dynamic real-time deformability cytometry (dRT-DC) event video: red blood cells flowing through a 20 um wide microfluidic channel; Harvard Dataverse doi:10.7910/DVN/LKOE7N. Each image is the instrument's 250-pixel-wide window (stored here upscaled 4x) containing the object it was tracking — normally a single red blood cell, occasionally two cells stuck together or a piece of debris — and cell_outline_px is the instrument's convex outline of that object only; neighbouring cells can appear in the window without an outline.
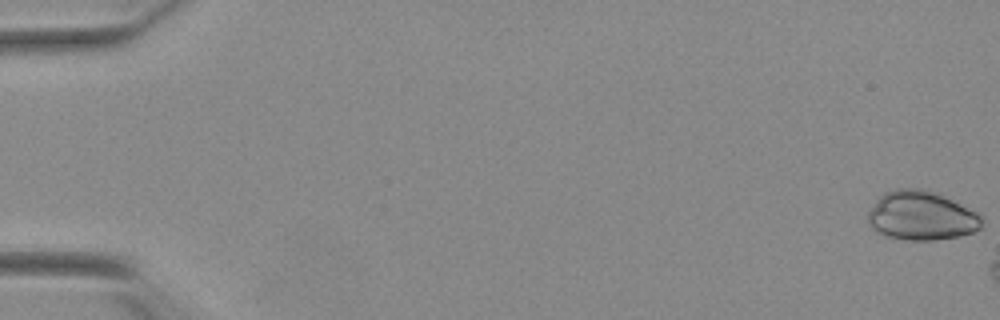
{"species": "Egyptian fruit bat (a non-hibernating species)", "species_latin": "Rousettus aegyptiacus", "temperature_condition": "warm", "stored_images_in_passage": 34, "camera_frame_rate_fps": 3000, "um_per_image_px": 0.085, "animal": {"sex": "female"}, "frame": {"image": 1, "passage_image": 1, "time_ms": 0.0, "image_size_px": [1000, 320], "cell_outline_px": [[980, 228], [972, 232], [960, 236], [932, 240], [908, 240], [888, 236], [876, 232], [872, 228], [868, 220], [868, 212], [876, 200], [884, 192], [896, 188], [920, 188], [932, 192], [952, 200], [980, 212]], "centroid_in_image_um": [78.29, 18.33], "position_along_channel_um": 6.7, "area_um2": 32.37}}
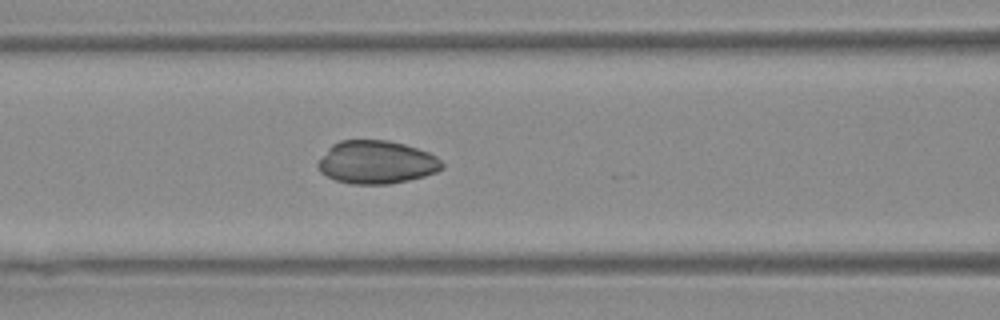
{"frame": {"image": 2, "passage_image": 24, "time_ms": 7.667, "image_size_px": [1000, 320], "cell_outline_px": [[444, 168], [436, 172], [424, 176], [408, 180], [388, 184], [352, 184], [336, 180], [320, 172], [316, 164], [328, 148], [332, 144], [340, 140], [388, 140], [404, 144], [428, 152], [436, 156], [444, 164]], "centroid_in_image_um": [32.0, 13.79], "position_along_channel_um": 134.6, "area_um2": 31.15}}
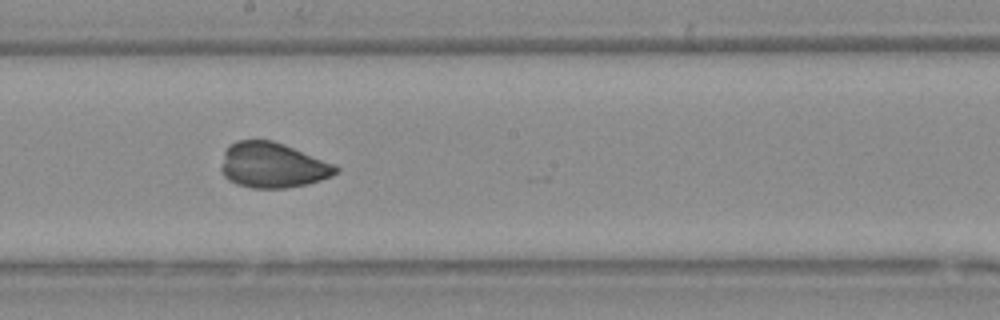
{"frame": {"image": 3, "passage_image": 31, "time_ms": 10.0, "image_size_px": [1000, 320], "cell_outline_px": [[340, 168], [332, 176], [308, 184], [284, 188], [252, 188], [236, 184], [228, 180], [224, 176], [220, 168], [224, 152], [228, 144], [236, 140], [272, 140], [284, 144], [336, 164]], "centroid_in_image_um": [23.16, 14.04], "position_along_channel_um": 225.0, "area_um2": 30.52}}